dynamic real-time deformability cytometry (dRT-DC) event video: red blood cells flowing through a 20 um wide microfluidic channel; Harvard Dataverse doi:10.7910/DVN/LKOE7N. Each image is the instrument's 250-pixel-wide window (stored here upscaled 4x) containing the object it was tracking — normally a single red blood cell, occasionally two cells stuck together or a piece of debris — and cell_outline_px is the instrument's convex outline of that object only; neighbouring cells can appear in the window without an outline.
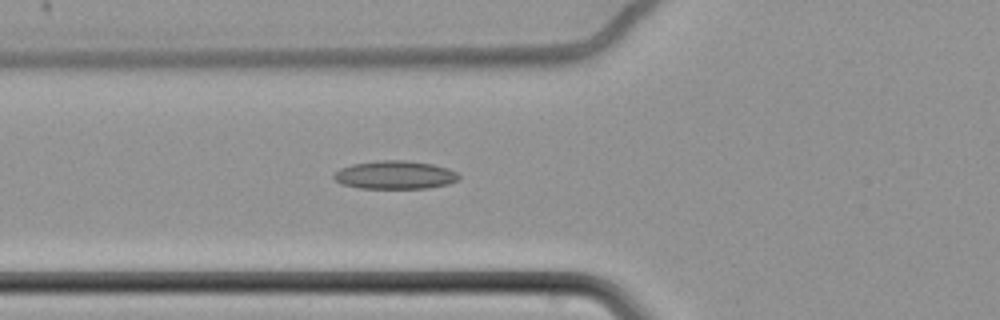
{"species": "common noctule bat (a hibernating species)", "species_latin": "Nyctalus noctula", "temperature_condition": "cold", "stored_images_in_passage": 7, "camera_frame_rate_fps": 3000, "um_per_image_px": 0.085, "animal": {"sex": "female", "body_mass_g": 22.7, "forearm_length_mm": 54.2}, "frame": {"image": 1, "passage_image": 7, "time_ms": 2.0, "image_size_px": [1000, 320], "cell_outline_px": [[460, 180], [448, 184], [428, 188], [360, 188], [340, 184], [332, 176], [340, 168], [352, 164], [380, 160], [404, 160], [432, 164], [448, 168], [456, 172], [460, 176]], "centroid_in_image_um": [33.58, 14.87], "position_along_channel_um": 92.2, "area_um2": 20.63}}